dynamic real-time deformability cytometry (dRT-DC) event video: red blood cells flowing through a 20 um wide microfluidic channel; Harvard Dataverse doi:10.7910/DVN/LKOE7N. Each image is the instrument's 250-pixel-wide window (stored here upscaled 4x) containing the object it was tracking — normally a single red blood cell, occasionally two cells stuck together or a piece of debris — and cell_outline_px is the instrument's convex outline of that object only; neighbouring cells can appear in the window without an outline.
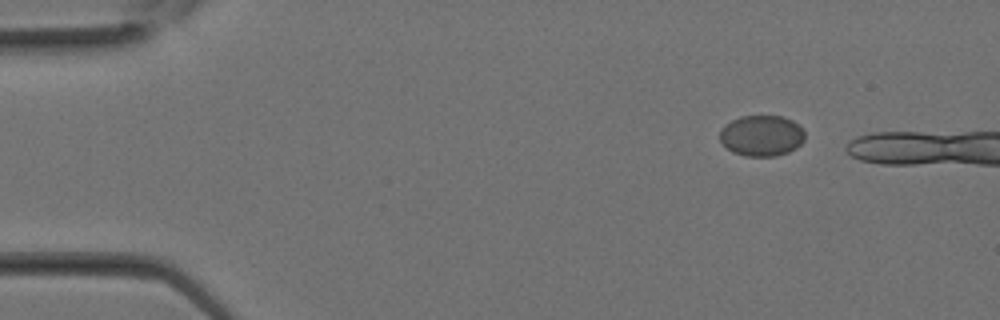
{"species": "Egyptian fruit bat (a non-hibernating species)", "species_latin": "Rousettus aegyptiacus", "temperature_condition": "room temperature", "stored_images_in_passage": 4, "camera_frame_rate_fps": 3000, "um_per_image_px": 0.085, "animal": {"sex": "female"}, "frame": {"image": 1, "passage_image": 1, "time_ms": 0.0, "image_size_px": [1000, 320], "cell_outline_px": [[804, 140], [796, 148], [788, 152], [776, 156], [748, 156], [732, 152], [720, 140], [720, 128], [732, 120], [740, 116], [784, 116], [792, 120], [804, 132]], "centroid_in_image_um": [64.73, 11.53], "position_along_channel_um": 20.3, "area_um2": 20.17}}